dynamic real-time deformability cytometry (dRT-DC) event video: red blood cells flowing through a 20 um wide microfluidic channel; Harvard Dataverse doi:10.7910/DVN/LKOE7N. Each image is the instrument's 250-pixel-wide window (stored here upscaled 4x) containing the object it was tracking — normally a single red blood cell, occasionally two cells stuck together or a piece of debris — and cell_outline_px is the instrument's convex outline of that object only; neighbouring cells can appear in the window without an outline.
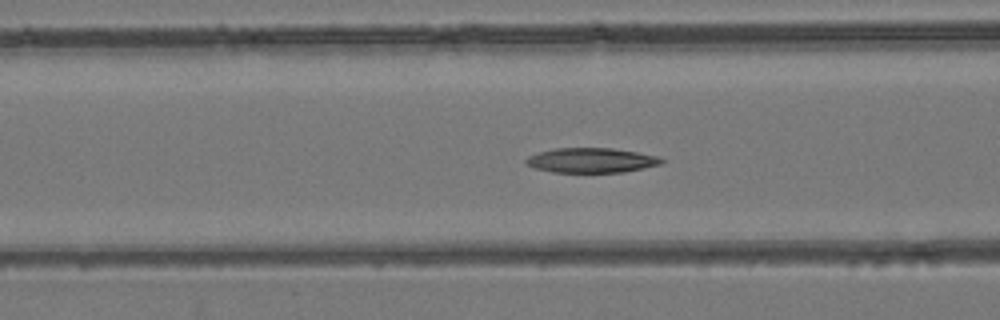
{"species": "common noctule bat (a hibernating species)", "species_latin": "Nyctalus noctula", "temperature_condition": "room temperature", "stored_images_in_passage": 50, "camera_frame_rate_fps": 3000, "um_per_image_px": 0.085, "animal": {"sex": "female", "body_mass_g": 24.6, "forearm_length_mm": 56.2}, "frame": {"image": 1, "passage_image": 20, "time_ms": 6.333, "image_size_px": [1000, 320], "cell_outline_px": [[664, 160], [660, 164], [644, 168], [624, 172], [552, 172], [536, 168], [524, 164], [524, 160], [528, 156], [540, 152], [556, 148], [612, 148], [660, 156]], "centroid_in_image_um": [50.26, 13.62], "position_along_channel_um": 116.3, "area_um2": 19.54}}
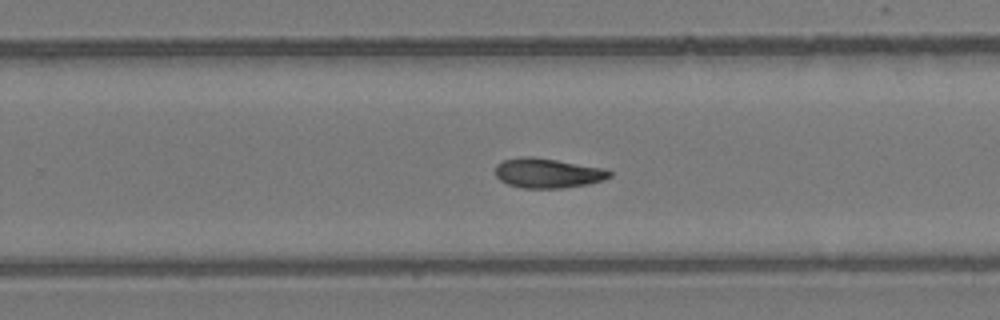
{"frame": {"image": 2, "passage_image": 32, "time_ms": 10.333, "image_size_px": [1000, 320], "cell_outline_px": [[612, 176], [604, 180], [588, 184], [560, 188], [520, 188], [508, 184], [500, 180], [496, 176], [496, 164], [504, 160], [520, 156], [532, 156], [608, 168], [612, 172]], "centroid_in_image_um": [46.59, 14.7], "position_along_channel_um": 283.2, "area_um2": 20.06}}
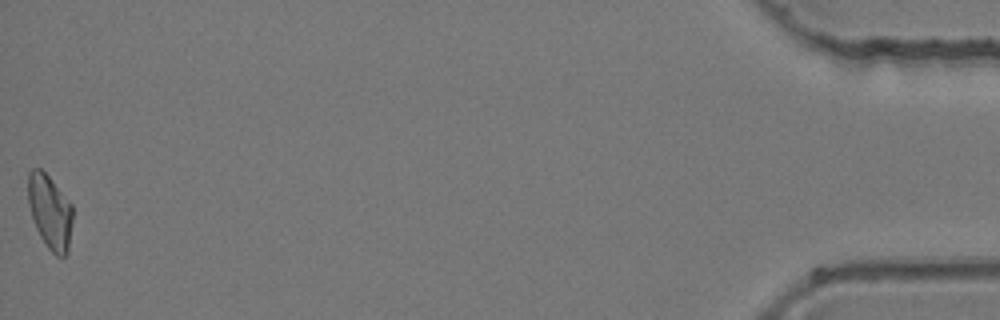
{"frame": {"image": 3, "passage_image": 50, "time_ms": 16.333, "image_size_px": [1000, 320], "cell_outline_px": [[72, 220], [68, 252], [64, 256], [56, 256], [48, 248], [40, 236], [36, 228], [28, 204], [28, 172], [32, 168], [40, 168], [48, 176], [72, 204]], "centroid_in_image_um": [4.24, 18.0], "position_along_channel_um": 431.0, "area_um2": 19.19}}